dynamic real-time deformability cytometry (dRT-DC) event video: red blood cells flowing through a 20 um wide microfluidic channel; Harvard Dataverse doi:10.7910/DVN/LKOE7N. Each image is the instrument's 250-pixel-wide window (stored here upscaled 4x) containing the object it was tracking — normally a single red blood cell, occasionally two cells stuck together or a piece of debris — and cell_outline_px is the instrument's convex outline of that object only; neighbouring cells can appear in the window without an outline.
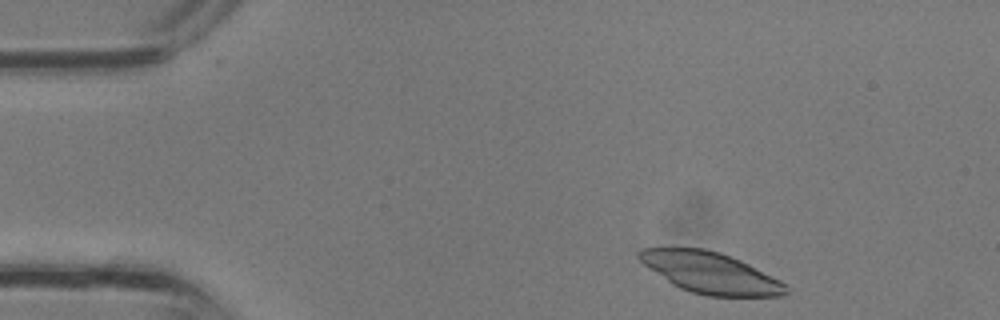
{"species": "common noctule bat (a hibernating species)", "species_latin": "Nyctalus noctula", "temperature_condition": "room temperature", "stored_images_in_passage": 30, "camera_frame_rate_fps": 3000, "um_per_image_px": 0.085, "animal": {"sex": "male", "body_mass_g": 13.3}, "frame": {"image": 1, "passage_image": 1, "time_ms": 0.0, "image_size_px": [1000, 320], "cell_outline_px": [[788, 292], [784, 296], [708, 296], [692, 292], [680, 288], [672, 284], [648, 268], [636, 256], [636, 252], [640, 248], [704, 248], [720, 252], [740, 260], [788, 284]], "centroid_in_image_um": [60.38, 23.18], "position_along_channel_um": 24.6, "area_um2": 35.14}}